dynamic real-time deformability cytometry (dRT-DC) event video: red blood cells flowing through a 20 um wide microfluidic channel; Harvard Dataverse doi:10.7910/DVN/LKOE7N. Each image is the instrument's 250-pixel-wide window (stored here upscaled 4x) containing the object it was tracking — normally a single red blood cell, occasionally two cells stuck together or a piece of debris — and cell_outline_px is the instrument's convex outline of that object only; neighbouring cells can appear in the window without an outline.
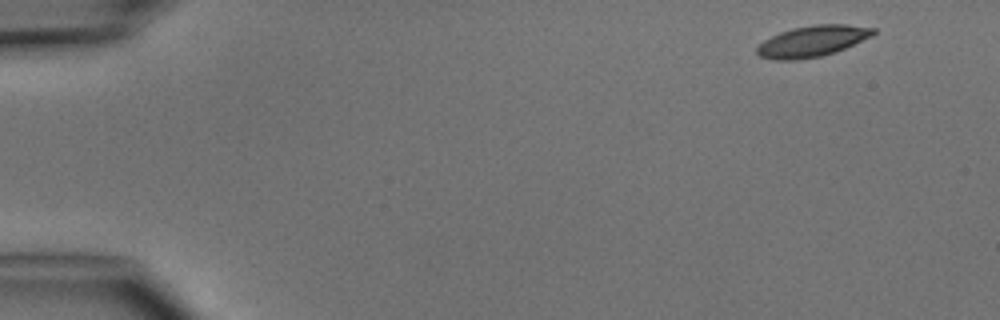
{"species": "common noctule bat (a hibernating species)", "species_latin": "Nyctalus noctula", "temperature_condition": "cold", "stored_images_in_passage": 4, "camera_frame_rate_fps": 3000, "um_per_image_px": 0.085, "animal": {"sex": "male", "body_mass_g": 15.6}, "frame": {"image": 1, "passage_image": 1, "time_ms": 0.0, "image_size_px": [1000, 320], "cell_outline_px": [[876, 32], [872, 36], [836, 52], [820, 56], [796, 60], [772, 60], [760, 56], [756, 52], [756, 48], [764, 40], [780, 32], [792, 28], [812, 24], [844, 24], [876, 28]], "centroid_in_image_um": [69.05, 3.5], "position_along_channel_um": 16.0, "area_um2": 21.1}}
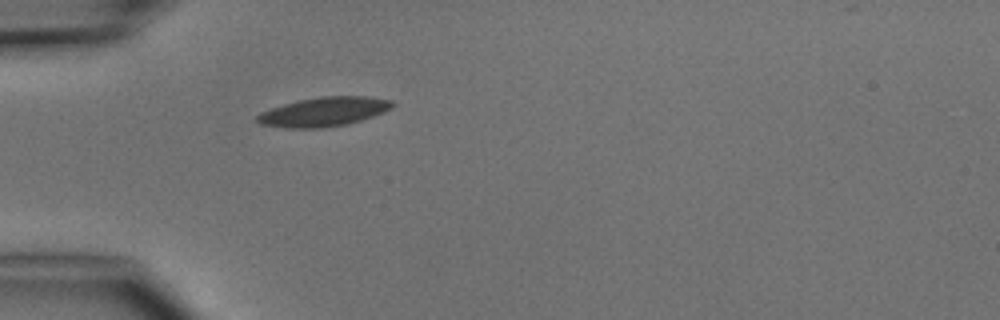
{"frame": {"image": 2, "passage_image": 4, "time_ms": 3.667, "image_size_px": [1000, 320], "cell_outline_px": [[396, 104], [392, 108], [384, 112], [348, 124], [320, 128], [284, 128], [260, 124], [256, 120], [256, 116], [260, 112], [284, 104], [300, 100], [320, 96], [368, 96], [392, 100]], "centroid_in_image_um": [27.54, 9.5], "position_along_channel_um": 57.5, "area_um2": 23.06}}